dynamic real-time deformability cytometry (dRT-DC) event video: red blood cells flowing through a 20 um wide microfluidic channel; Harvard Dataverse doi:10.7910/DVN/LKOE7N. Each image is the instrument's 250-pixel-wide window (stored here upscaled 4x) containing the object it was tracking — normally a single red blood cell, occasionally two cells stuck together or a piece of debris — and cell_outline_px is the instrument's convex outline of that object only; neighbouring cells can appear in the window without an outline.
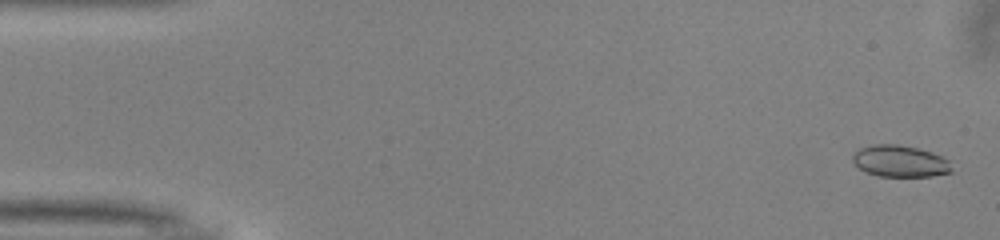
{"species": "common noctule bat (a hibernating species)", "species_latin": "Nyctalus noctula", "temperature_condition": "warm", "stored_images_in_passage": 45, "camera_frame_rate_fps": 3000, "um_per_image_px": 0.085, "animal": {"sex": "male", "body_mass_g": 13.0, "forearm_length_mm": 53.1}, "frame": {"image": 1, "passage_image": 2, "time_ms": 0.333, "image_size_px": [1000, 240], "cell_outline_px": [[952, 172], [932, 176], [880, 176], [868, 172], [860, 168], [852, 160], [852, 152], [860, 148], [872, 144], [900, 144], [920, 148], [932, 152], [948, 160], [952, 168]], "centroid_in_image_um": [76.5, 13.68], "position_along_channel_um": 8.5, "area_um2": 18.32}}
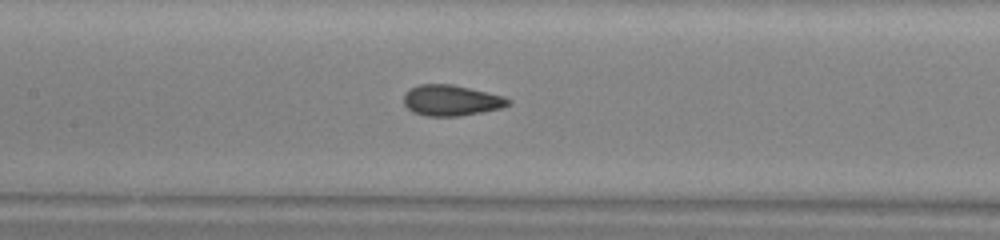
{"frame": {"image": 2, "passage_image": 24, "time_ms": 7.667, "image_size_px": [1000, 240], "cell_outline_px": [[512, 104], [504, 108], [460, 116], [428, 116], [412, 112], [404, 104], [404, 92], [408, 88], [420, 84], [452, 84], [504, 96], [512, 100]], "centroid_in_image_um": [38.37, 8.53], "position_along_channel_um": 169.0, "area_um2": 19.02}}
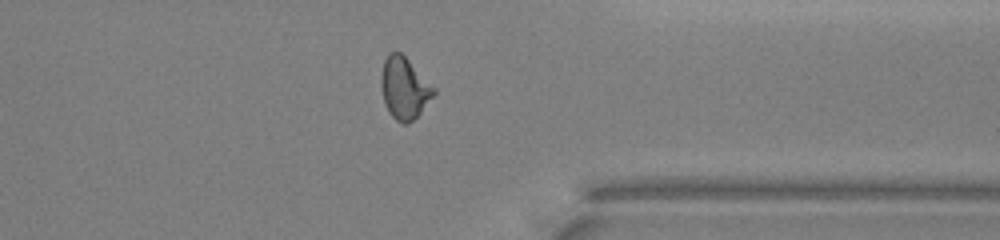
{"frame": {"image": 3, "passage_image": 40, "time_ms": 13.0, "image_size_px": [1000, 240], "cell_outline_px": [[436, 92], [420, 112], [408, 124], [404, 124], [396, 120], [388, 112], [384, 104], [380, 84], [380, 80], [384, 60], [388, 52], [400, 52], [436, 88]], "centroid_in_image_um": [34.34, 7.49], "position_along_channel_um": 377.1, "area_um2": 18.84}}